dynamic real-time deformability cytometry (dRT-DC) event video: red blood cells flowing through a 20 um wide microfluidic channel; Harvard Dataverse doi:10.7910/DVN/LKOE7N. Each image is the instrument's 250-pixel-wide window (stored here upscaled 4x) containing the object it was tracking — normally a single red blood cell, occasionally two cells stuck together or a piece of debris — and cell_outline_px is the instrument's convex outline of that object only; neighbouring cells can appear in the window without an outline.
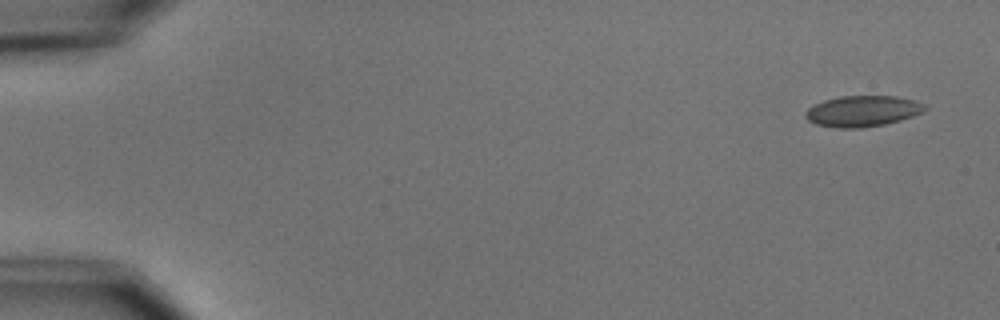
{"species": "common noctule bat (a hibernating species)", "species_latin": "Nyctalus noctula", "temperature_condition": "cold", "stored_images_in_passage": 5, "camera_frame_rate_fps": 3000, "um_per_image_px": 0.085, "animal": {"sex": "male", "body_mass_g": 15.6}, "frame": {"image": 1, "passage_image": 1, "time_ms": 0.0, "image_size_px": [1000, 320], "cell_outline_px": [[928, 108], [924, 112], [900, 120], [884, 124], [860, 128], [836, 128], [816, 124], [808, 120], [804, 116], [804, 112], [808, 108], [824, 100], [840, 96], [896, 96], [916, 100], [924, 104]], "centroid_in_image_um": [73.33, 9.44], "position_along_channel_um": 11.7, "area_um2": 21.62}}
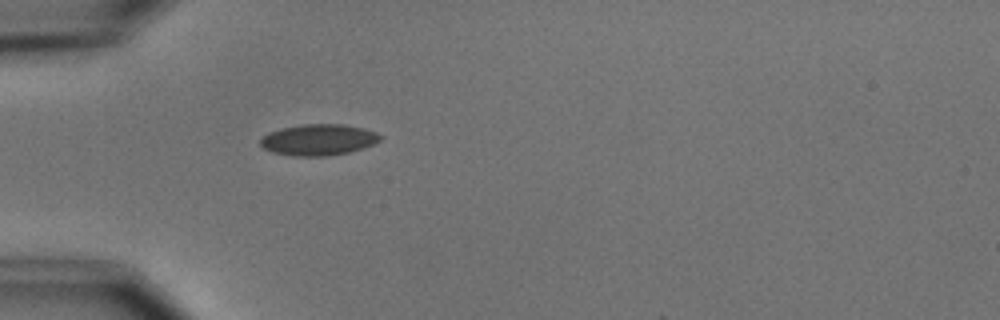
{"frame": {"image": 2, "passage_image": 5, "time_ms": 4.667, "image_size_px": [1000, 320], "cell_outline_px": [[384, 136], [380, 140], [372, 144], [348, 152], [328, 156], [292, 156], [272, 152], [264, 148], [260, 144], [260, 140], [268, 132], [284, 128], [304, 124], [344, 124], [364, 128], [376, 132]], "centroid_in_image_um": [27.08, 11.88], "position_along_channel_um": 57.9, "area_um2": 21.68}}